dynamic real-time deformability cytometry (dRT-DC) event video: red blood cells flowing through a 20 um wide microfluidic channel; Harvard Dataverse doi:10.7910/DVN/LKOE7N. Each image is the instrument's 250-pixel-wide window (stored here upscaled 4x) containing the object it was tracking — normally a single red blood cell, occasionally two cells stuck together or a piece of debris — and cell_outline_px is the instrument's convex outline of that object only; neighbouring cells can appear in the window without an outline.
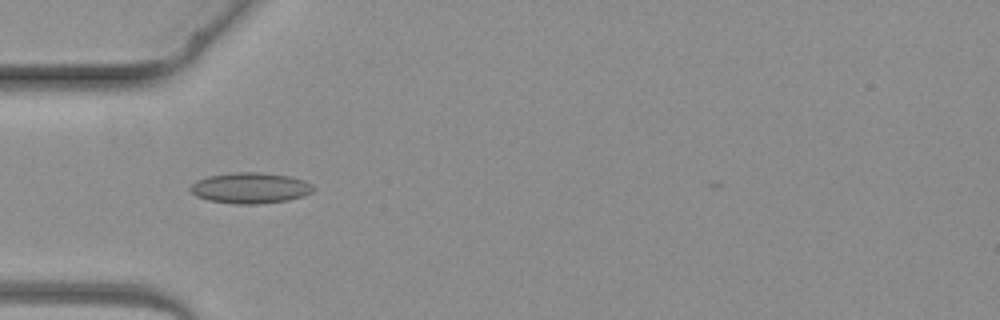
{"species": "common noctule bat (a hibernating species)", "species_latin": "Nyctalus noctula", "temperature_condition": "warm", "stored_images_in_passage": 5, "camera_frame_rate_fps": 3000, "um_per_image_px": 0.085, "animal": {"sex": "female", "body_mass_g": 19.3, "forearm_length_mm": 54.1}, "frame": {"image": 1, "passage_image": 4, "time_ms": 3.333, "image_size_px": [1000, 320], "cell_outline_px": [[316, 188], [312, 192], [288, 200], [260, 204], [232, 204], [208, 200], [196, 196], [188, 188], [196, 180], [208, 176], [232, 172], [256, 172], [288, 176], [304, 180], [312, 184]], "centroid_in_image_um": [21.25, 15.98], "position_along_channel_um": 63.7, "area_um2": 22.14}}